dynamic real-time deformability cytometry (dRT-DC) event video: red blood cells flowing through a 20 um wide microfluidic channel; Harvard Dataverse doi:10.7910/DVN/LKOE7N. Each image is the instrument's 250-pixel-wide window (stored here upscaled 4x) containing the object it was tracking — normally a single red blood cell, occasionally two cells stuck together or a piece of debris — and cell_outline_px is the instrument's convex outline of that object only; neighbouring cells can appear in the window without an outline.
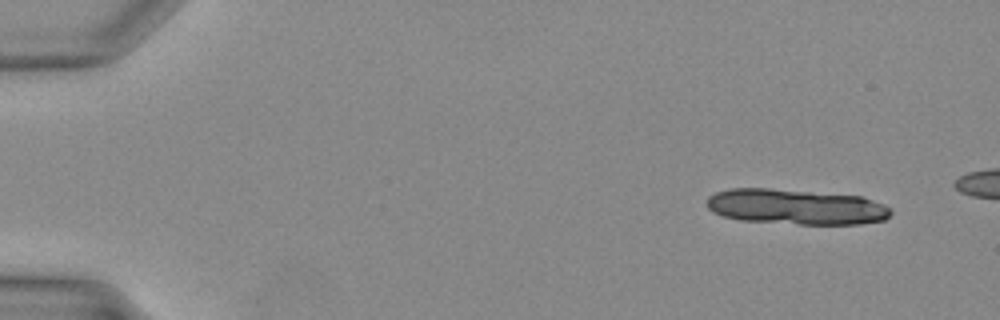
{"species": "Egyptian fruit bat (a non-hibernating species)", "species_latin": "Rousettus aegyptiacus", "temperature_condition": "warm", "stored_images_in_passage": 10, "camera_frame_rate_fps": 3000, "um_per_image_px": 0.085, "animal": {"sex": "female"}, "frame": {"image": 1, "passage_image": 2, "time_ms": 0.333, "image_size_px": [1000, 320], "cell_outline_px": [[892, 212], [884, 220], [860, 224], [800, 224], [740, 220], [724, 216], [712, 212], [708, 208], [708, 196], [716, 192], [728, 188], [768, 188], [860, 196], [884, 204]], "centroid_in_image_um": [67.63, 17.58], "position_along_channel_um": 17.4, "area_um2": 37.8}}